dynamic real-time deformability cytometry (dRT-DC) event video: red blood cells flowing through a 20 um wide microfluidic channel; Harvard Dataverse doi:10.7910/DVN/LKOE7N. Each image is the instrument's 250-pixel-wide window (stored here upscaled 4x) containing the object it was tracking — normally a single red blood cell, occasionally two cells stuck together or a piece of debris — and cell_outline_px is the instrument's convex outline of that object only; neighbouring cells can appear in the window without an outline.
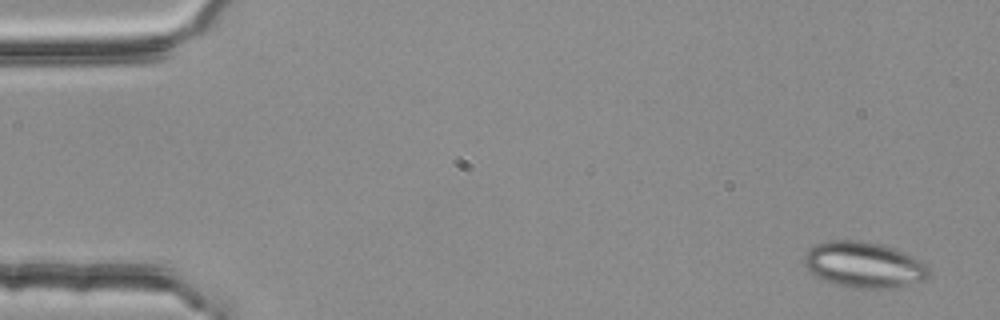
{"species": "common noctule bat (a hibernating species)", "species_latin": "Nyctalus noctula", "temperature_condition": "room temperature", "stored_images_in_passage": 5, "segment_of_instrument_passage": [1, 2], "camera_frame_rate_fps": 3000, "um_per_image_px": 0.085, "animal": {"sex": "female", "body_mass_g": 25.1}, "frame": {"image": 1, "passage_image": 1, "time_ms": 0.0, "image_size_px": [1000, 320], "cell_outline_px": [[928, 276], [924, 280], [896, 288], [852, 288], [836, 284], [816, 276], [804, 264], [804, 252], [816, 244], [828, 240], [860, 240], [880, 244], [904, 252], [920, 260], [928, 268]], "centroid_in_image_um": [73.42, 22.5], "position_along_channel_um": 11.6, "area_um2": 33.18}}